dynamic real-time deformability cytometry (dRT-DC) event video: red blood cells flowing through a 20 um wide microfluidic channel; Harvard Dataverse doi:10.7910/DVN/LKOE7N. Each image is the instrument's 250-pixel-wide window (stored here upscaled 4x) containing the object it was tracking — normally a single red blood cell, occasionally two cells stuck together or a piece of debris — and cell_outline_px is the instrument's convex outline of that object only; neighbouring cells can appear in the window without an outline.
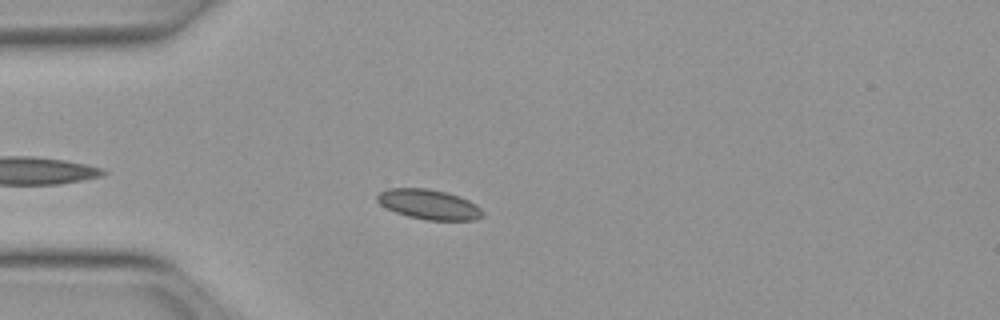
{"species": "Egyptian fruit bat (a non-hibernating species)", "species_latin": "Rousettus aegyptiacus", "temperature_condition": "warm", "stored_images_in_passage": 35, "camera_frame_rate_fps": 3000, "um_per_image_px": 0.085, "animal": {"sex": "female"}, "frame": {"image": 1, "passage_image": 6, "time_ms": 1.667, "image_size_px": [1000, 320], "cell_outline_px": [[484, 216], [472, 220], [428, 220], [408, 216], [396, 212], [380, 204], [376, 200], [376, 196], [380, 192], [388, 188], [428, 188], [444, 192], [468, 200], [476, 204], [484, 212]], "centroid_in_image_um": [36.45, 17.37], "position_along_channel_um": 48.5, "area_um2": 18.21}}
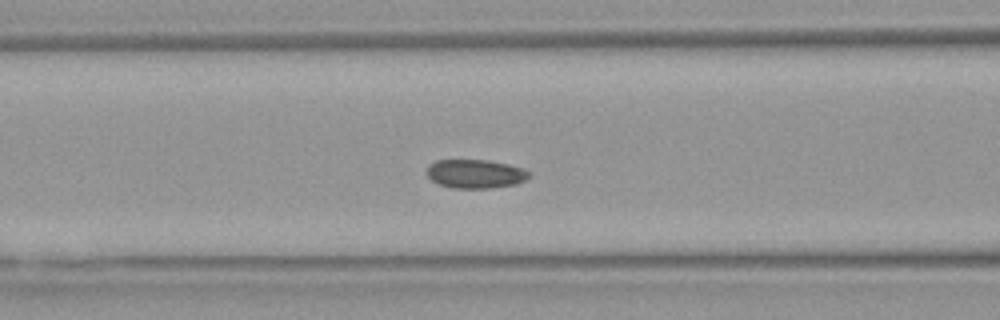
{"frame": {"image": 2, "passage_image": 13, "time_ms": 4.0, "image_size_px": [1000, 320], "cell_outline_px": [[528, 176], [524, 180], [516, 184], [488, 188], [452, 188], [440, 184], [432, 180], [428, 176], [428, 164], [436, 160], [484, 160], [508, 164], [520, 168], [528, 172]], "centroid_in_image_um": [40.36, 14.77], "position_along_channel_um": 126.2, "area_um2": 16.82}}
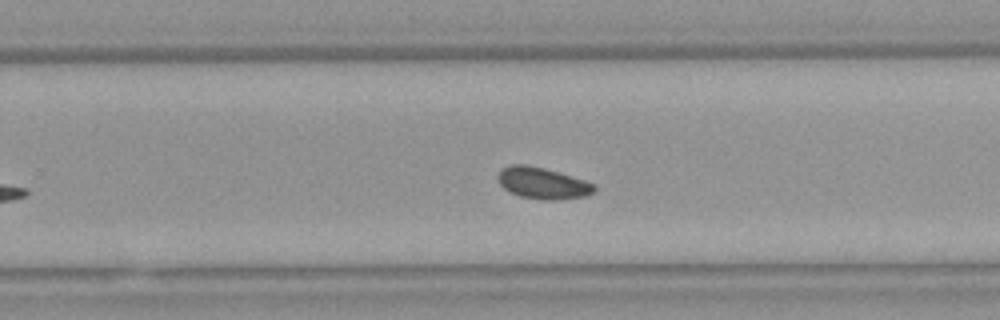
{"frame": {"image": 3, "passage_image": 25, "time_ms": 8.0, "image_size_px": [1000, 320], "cell_outline_px": [[596, 192], [588, 196], [564, 200], [544, 200], [520, 196], [504, 188], [500, 184], [496, 176], [500, 168], [512, 164], [528, 164], [544, 168], [572, 176], [596, 184]], "centroid_in_image_um": [46.15, 15.57], "position_along_channel_um": 283.6, "area_um2": 18.03}}